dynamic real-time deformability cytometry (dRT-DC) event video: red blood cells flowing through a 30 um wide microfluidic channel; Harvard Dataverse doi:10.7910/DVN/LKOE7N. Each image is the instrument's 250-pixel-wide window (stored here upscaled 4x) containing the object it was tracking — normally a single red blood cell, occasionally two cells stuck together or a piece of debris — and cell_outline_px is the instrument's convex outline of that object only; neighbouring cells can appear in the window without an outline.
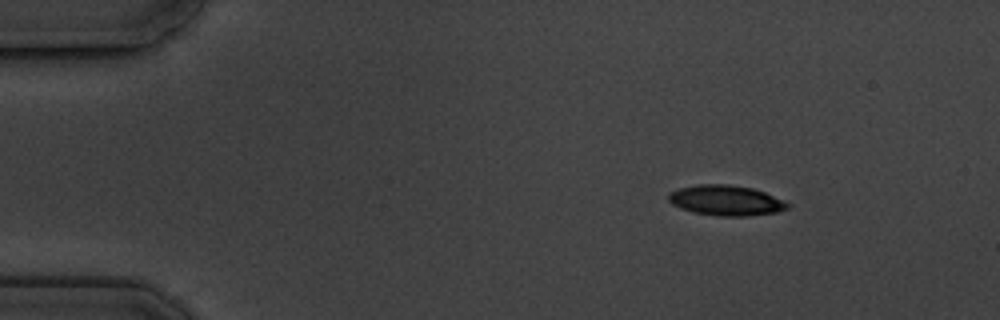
{"species": "common noctule bat (a hibernating species)", "species_latin": "Nyctalus noctula", "temperature_condition": "cold", "stored_images_in_passage": 5, "camera_frame_rate_fps": 3000, "um_per_image_px": 0.085, "animal": {"sex": "male", "body_mass_g": 19.5, "forearm_length_mm": 54.6}, "frame": {"image": 1, "passage_image": 1, "time_ms": 0.0, "image_size_px": [1000, 320], "cell_outline_px": [[792, 204], [788, 208], [776, 212], [748, 216], [716, 216], [692, 212], [680, 208], [672, 204], [668, 200], [668, 192], [680, 188], [696, 184], [728, 184], [752, 188], [764, 192]], "centroid_in_image_um": [61.68, 17.03], "position_along_channel_um": 23.3, "area_um2": 21.15}}